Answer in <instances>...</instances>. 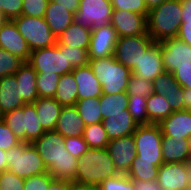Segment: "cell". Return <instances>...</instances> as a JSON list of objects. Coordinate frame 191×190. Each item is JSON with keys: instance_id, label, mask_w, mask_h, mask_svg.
<instances>
[{"instance_id": "obj_46", "label": "cell", "mask_w": 191, "mask_h": 190, "mask_svg": "<svg viewBox=\"0 0 191 190\" xmlns=\"http://www.w3.org/2000/svg\"><path fill=\"white\" fill-rule=\"evenodd\" d=\"M20 142L21 140L13 133V131L0 117V148L8 151Z\"/></svg>"}, {"instance_id": "obj_3", "label": "cell", "mask_w": 191, "mask_h": 190, "mask_svg": "<svg viewBox=\"0 0 191 190\" xmlns=\"http://www.w3.org/2000/svg\"><path fill=\"white\" fill-rule=\"evenodd\" d=\"M181 18V0H168L149 11L147 32L154 42L176 38L180 29Z\"/></svg>"}, {"instance_id": "obj_30", "label": "cell", "mask_w": 191, "mask_h": 190, "mask_svg": "<svg viewBox=\"0 0 191 190\" xmlns=\"http://www.w3.org/2000/svg\"><path fill=\"white\" fill-rule=\"evenodd\" d=\"M100 113L103 119L108 114H130L128 111V95L126 92L117 94H102L99 97Z\"/></svg>"}, {"instance_id": "obj_7", "label": "cell", "mask_w": 191, "mask_h": 190, "mask_svg": "<svg viewBox=\"0 0 191 190\" xmlns=\"http://www.w3.org/2000/svg\"><path fill=\"white\" fill-rule=\"evenodd\" d=\"M136 146L134 160L153 162L161 166L162 158V130L159 124L138 125L133 133Z\"/></svg>"}, {"instance_id": "obj_50", "label": "cell", "mask_w": 191, "mask_h": 190, "mask_svg": "<svg viewBox=\"0 0 191 190\" xmlns=\"http://www.w3.org/2000/svg\"><path fill=\"white\" fill-rule=\"evenodd\" d=\"M173 75L182 88H191V65L179 66Z\"/></svg>"}, {"instance_id": "obj_60", "label": "cell", "mask_w": 191, "mask_h": 190, "mask_svg": "<svg viewBox=\"0 0 191 190\" xmlns=\"http://www.w3.org/2000/svg\"><path fill=\"white\" fill-rule=\"evenodd\" d=\"M74 190H100L98 187L74 186Z\"/></svg>"}, {"instance_id": "obj_47", "label": "cell", "mask_w": 191, "mask_h": 190, "mask_svg": "<svg viewBox=\"0 0 191 190\" xmlns=\"http://www.w3.org/2000/svg\"><path fill=\"white\" fill-rule=\"evenodd\" d=\"M64 145L68 152L79 159L87 150L88 144L82 136L64 138Z\"/></svg>"}, {"instance_id": "obj_28", "label": "cell", "mask_w": 191, "mask_h": 190, "mask_svg": "<svg viewBox=\"0 0 191 190\" xmlns=\"http://www.w3.org/2000/svg\"><path fill=\"white\" fill-rule=\"evenodd\" d=\"M91 29L86 28L74 21L61 35L57 42L71 48L89 49Z\"/></svg>"}, {"instance_id": "obj_29", "label": "cell", "mask_w": 191, "mask_h": 190, "mask_svg": "<svg viewBox=\"0 0 191 190\" xmlns=\"http://www.w3.org/2000/svg\"><path fill=\"white\" fill-rule=\"evenodd\" d=\"M77 88L78 85L72 72L61 75L54 99L62 106H75L78 100Z\"/></svg>"}, {"instance_id": "obj_31", "label": "cell", "mask_w": 191, "mask_h": 190, "mask_svg": "<svg viewBox=\"0 0 191 190\" xmlns=\"http://www.w3.org/2000/svg\"><path fill=\"white\" fill-rule=\"evenodd\" d=\"M146 109L150 124H160L173 112L166 97L154 92L147 97Z\"/></svg>"}, {"instance_id": "obj_41", "label": "cell", "mask_w": 191, "mask_h": 190, "mask_svg": "<svg viewBox=\"0 0 191 190\" xmlns=\"http://www.w3.org/2000/svg\"><path fill=\"white\" fill-rule=\"evenodd\" d=\"M113 10L132 11L148 17V9L144 0H110Z\"/></svg>"}, {"instance_id": "obj_26", "label": "cell", "mask_w": 191, "mask_h": 190, "mask_svg": "<svg viewBox=\"0 0 191 190\" xmlns=\"http://www.w3.org/2000/svg\"><path fill=\"white\" fill-rule=\"evenodd\" d=\"M33 104L43 129L45 131H54L63 106L50 97H39Z\"/></svg>"}, {"instance_id": "obj_52", "label": "cell", "mask_w": 191, "mask_h": 190, "mask_svg": "<svg viewBox=\"0 0 191 190\" xmlns=\"http://www.w3.org/2000/svg\"><path fill=\"white\" fill-rule=\"evenodd\" d=\"M177 38L191 46V23H181Z\"/></svg>"}, {"instance_id": "obj_19", "label": "cell", "mask_w": 191, "mask_h": 190, "mask_svg": "<svg viewBox=\"0 0 191 190\" xmlns=\"http://www.w3.org/2000/svg\"><path fill=\"white\" fill-rule=\"evenodd\" d=\"M86 127L82 117L75 106H63L54 131L64 138L83 136Z\"/></svg>"}, {"instance_id": "obj_8", "label": "cell", "mask_w": 191, "mask_h": 190, "mask_svg": "<svg viewBox=\"0 0 191 190\" xmlns=\"http://www.w3.org/2000/svg\"><path fill=\"white\" fill-rule=\"evenodd\" d=\"M28 63L37 73H71L73 67L67 63L66 46L56 41L54 46L31 51Z\"/></svg>"}, {"instance_id": "obj_54", "label": "cell", "mask_w": 191, "mask_h": 190, "mask_svg": "<svg viewBox=\"0 0 191 190\" xmlns=\"http://www.w3.org/2000/svg\"><path fill=\"white\" fill-rule=\"evenodd\" d=\"M45 190H74V185L68 181L54 179Z\"/></svg>"}, {"instance_id": "obj_58", "label": "cell", "mask_w": 191, "mask_h": 190, "mask_svg": "<svg viewBox=\"0 0 191 190\" xmlns=\"http://www.w3.org/2000/svg\"><path fill=\"white\" fill-rule=\"evenodd\" d=\"M166 1H168V0H144L148 11L158 7L159 5H161L162 3L166 2Z\"/></svg>"}, {"instance_id": "obj_59", "label": "cell", "mask_w": 191, "mask_h": 190, "mask_svg": "<svg viewBox=\"0 0 191 190\" xmlns=\"http://www.w3.org/2000/svg\"><path fill=\"white\" fill-rule=\"evenodd\" d=\"M188 163V175H189V181H188V189L191 190V156L189 157Z\"/></svg>"}, {"instance_id": "obj_57", "label": "cell", "mask_w": 191, "mask_h": 190, "mask_svg": "<svg viewBox=\"0 0 191 190\" xmlns=\"http://www.w3.org/2000/svg\"><path fill=\"white\" fill-rule=\"evenodd\" d=\"M7 151L0 148V173L7 170Z\"/></svg>"}, {"instance_id": "obj_16", "label": "cell", "mask_w": 191, "mask_h": 190, "mask_svg": "<svg viewBox=\"0 0 191 190\" xmlns=\"http://www.w3.org/2000/svg\"><path fill=\"white\" fill-rule=\"evenodd\" d=\"M157 183L161 189L187 190L188 189V163H163L159 166Z\"/></svg>"}, {"instance_id": "obj_11", "label": "cell", "mask_w": 191, "mask_h": 190, "mask_svg": "<svg viewBox=\"0 0 191 190\" xmlns=\"http://www.w3.org/2000/svg\"><path fill=\"white\" fill-rule=\"evenodd\" d=\"M154 42L148 32L144 35L118 37L114 57L122 65L132 70Z\"/></svg>"}, {"instance_id": "obj_2", "label": "cell", "mask_w": 191, "mask_h": 190, "mask_svg": "<svg viewBox=\"0 0 191 190\" xmlns=\"http://www.w3.org/2000/svg\"><path fill=\"white\" fill-rule=\"evenodd\" d=\"M76 164L74 186L98 187L104 180L119 174L107 148H88Z\"/></svg>"}, {"instance_id": "obj_18", "label": "cell", "mask_w": 191, "mask_h": 190, "mask_svg": "<svg viewBox=\"0 0 191 190\" xmlns=\"http://www.w3.org/2000/svg\"><path fill=\"white\" fill-rule=\"evenodd\" d=\"M131 71L139 78L152 82L158 75L165 72L159 42H153L147 48L145 55Z\"/></svg>"}, {"instance_id": "obj_25", "label": "cell", "mask_w": 191, "mask_h": 190, "mask_svg": "<svg viewBox=\"0 0 191 190\" xmlns=\"http://www.w3.org/2000/svg\"><path fill=\"white\" fill-rule=\"evenodd\" d=\"M45 21L53 35L58 38L74 21L75 15L55 2H48Z\"/></svg>"}, {"instance_id": "obj_38", "label": "cell", "mask_w": 191, "mask_h": 190, "mask_svg": "<svg viewBox=\"0 0 191 190\" xmlns=\"http://www.w3.org/2000/svg\"><path fill=\"white\" fill-rule=\"evenodd\" d=\"M23 63L24 61L16 55L0 48V79L14 75Z\"/></svg>"}, {"instance_id": "obj_9", "label": "cell", "mask_w": 191, "mask_h": 190, "mask_svg": "<svg viewBox=\"0 0 191 190\" xmlns=\"http://www.w3.org/2000/svg\"><path fill=\"white\" fill-rule=\"evenodd\" d=\"M13 21L31 51L56 44L57 38L53 35L44 17L21 15L14 18Z\"/></svg>"}, {"instance_id": "obj_55", "label": "cell", "mask_w": 191, "mask_h": 190, "mask_svg": "<svg viewBox=\"0 0 191 190\" xmlns=\"http://www.w3.org/2000/svg\"><path fill=\"white\" fill-rule=\"evenodd\" d=\"M182 18L181 23H191V0H181Z\"/></svg>"}, {"instance_id": "obj_20", "label": "cell", "mask_w": 191, "mask_h": 190, "mask_svg": "<svg viewBox=\"0 0 191 190\" xmlns=\"http://www.w3.org/2000/svg\"><path fill=\"white\" fill-rule=\"evenodd\" d=\"M159 126L165 136L188 139L191 134V111H173Z\"/></svg>"}, {"instance_id": "obj_22", "label": "cell", "mask_w": 191, "mask_h": 190, "mask_svg": "<svg viewBox=\"0 0 191 190\" xmlns=\"http://www.w3.org/2000/svg\"><path fill=\"white\" fill-rule=\"evenodd\" d=\"M14 75L18 83V95L26 104L34 103L39 98L36 88L37 72L28 62H24Z\"/></svg>"}, {"instance_id": "obj_21", "label": "cell", "mask_w": 191, "mask_h": 190, "mask_svg": "<svg viewBox=\"0 0 191 190\" xmlns=\"http://www.w3.org/2000/svg\"><path fill=\"white\" fill-rule=\"evenodd\" d=\"M72 73L78 85V100L96 98L103 94L102 86L89 65L74 68Z\"/></svg>"}, {"instance_id": "obj_48", "label": "cell", "mask_w": 191, "mask_h": 190, "mask_svg": "<svg viewBox=\"0 0 191 190\" xmlns=\"http://www.w3.org/2000/svg\"><path fill=\"white\" fill-rule=\"evenodd\" d=\"M23 0H0V8L6 20H13L22 14Z\"/></svg>"}, {"instance_id": "obj_15", "label": "cell", "mask_w": 191, "mask_h": 190, "mask_svg": "<svg viewBox=\"0 0 191 190\" xmlns=\"http://www.w3.org/2000/svg\"><path fill=\"white\" fill-rule=\"evenodd\" d=\"M117 40V32L111 24L91 30L89 60L113 56Z\"/></svg>"}, {"instance_id": "obj_36", "label": "cell", "mask_w": 191, "mask_h": 190, "mask_svg": "<svg viewBox=\"0 0 191 190\" xmlns=\"http://www.w3.org/2000/svg\"><path fill=\"white\" fill-rule=\"evenodd\" d=\"M60 75L57 73H37V93L39 97L54 98Z\"/></svg>"}, {"instance_id": "obj_27", "label": "cell", "mask_w": 191, "mask_h": 190, "mask_svg": "<svg viewBox=\"0 0 191 190\" xmlns=\"http://www.w3.org/2000/svg\"><path fill=\"white\" fill-rule=\"evenodd\" d=\"M161 145L164 163H183L189 160L187 139L163 135Z\"/></svg>"}, {"instance_id": "obj_45", "label": "cell", "mask_w": 191, "mask_h": 190, "mask_svg": "<svg viewBox=\"0 0 191 190\" xmlns=\"http://www.w3.org/2000/svg\"><path fill=\"white\" fill-rule=\"evenodd\" d=\"M53 180L48 172L25 178L23 190H45Z\"/></svg>"}, {"instance_id": "obj_35", "label": "cell", "mask_w": 191, "mask_h": 190, "mask_svg": "<svg viewBox=\"0 0 191 190\" xmlns=\"http://www.w3.org/2000/svg\"><path fill=\"white\" fill-rule=\"evenodd\" d=\"M146 97L139 95H128V111L130 112L133 120L138 125H148V113L146 109Z\"/></svg>"}, {"instance_id": "obj_1", "label": "cell", "mask_w": 191, "mask_h": 190, "mask_svg": "<svg viewBox=\"0 0 191 190\" xmlns=\"http://www.w3.org/2000/svg\"><path fill=\"white\" fill-rule=\"evenodd\" d=\"M41 156L47 172L57 180L75 182L77 158L67 151L64 137L56 131H46L33 143Z\"/></svg>"}, {"instance_id": "obj_13", "label": "cell", "mask_w": 191, "mask_h": 190, "mask_svg": "<svg viewBox=\"0 0 191 190\" xmlns=\"http://www.w3.org/2000/svg\"><path fill=\"white\" fill-rule=\"evenodd\" d=\"M110 24L116 30L118 37L147 33V17L132 11L113 10Z\"/></svg>"}, {"instance_id": "obj_61", "label": "cell", "mask_w": 191, "mask_h": 190, "mask_svg": "<svg viewBox=\"0 0 191 190\" xmlns=\"http://www.w3.org/2000/svg\"><path fill=\"white\" fill-rule=\"evenodd\" d=\"M187 142H188V151H189V154L191 156V134L189 135Z\"/></svg>"}, {"instance_id": "obj_33", "label": "cell", "mask_w": 191, "mask_h": 190, "mask_svg": "<svg viewBox=\"0 0 191 190\" xmlns=\"http://www.w3.org/2000/svg\"><path fill=\"white\" fill-rule=\"evenodd\" d=\"M83 139L88 144L89 148H107L109 139L103 127L102 122L87 125L83 131Z\"/></svg>"}, {"instance_id": "obj_62", "label": "cell", "mask_w": 191, "mask_h": 190, "mask_svg": "<svg viewBox=\"0 0 191 190\" xmlns=\"http://www.w3.org/2000/svg\"><path fill=\"white\" fill-rule=\"evenodd\" d=\"M4 21H6V19L4 18L3 14L0 13V25H1Z\"/></svg>"}, {"instance_id": "obj_43", "label": "cell", "mask_w": 191, "mask_h": 190, "mask_svg": "<svg viewBox=\"0 0 191 190\" xmlns=\"http://www.w3.org/2000/svg\"><path fill=\"white\" fill-rule=\"evenodd\" d=\"M49 0H23L22 14L31 17H45Z\"/></svg>"}, {"instance_id": "obj_34", "label": "cell", "mask_w": 191, "mask_h": 190, "mask_svg": "<svg viewBox=\"0 0 191 190\" xmlns=\"http://www.w3.org/2000/svg\"><path fill=\"white\" fill-rule=\"evenodd\" d=\"M159 167L153 162L133 160L128 173L126 174L131 180L151 181L157 180Z\"/></svg>"}, {"instance_id": "obj_44", "label": "cell", "mask_w": 191, "mask_h": 190, "mask_svg": "<svg viewBox=\"0 0 191 190\" xmlns=\"http://www.w3.org/2000/svg\"><path fill=\"white\" fill-rule=\"evenodd\" d=\"M25 178L8 169L0 173V190H23Z\"/></svg>"}, {"instance_id": "obj_49", "label": "cell", "mask_w": 191, "mask_h": 190, "mask_svg": "<svg viewBox=\"0 0 191 190\" xmlns=\"http://www.w3.org/2000/svg\"><path fill=\"white\" fill-rule=\"evenodd\" d=\"M165 97L173 111L185 110L182 87L178 88V90L172 91L171 93H167Z\"/></svg>"}, {"instance_id": "obj_32", "label": "cell", "mask_w": 191, "mask_h": 190, "mask_svg": "<svg viewBox=\"0 0 191 190\" xmlns=\"http://www.w3.org/2000/svg\"><path fill=\"white\" fill-rule=\"evenodd\" d=\"M75 107L86 126L102 122L99 97L77 100Z\"/></svg>"}, {"instance_id": "obj_42", "label": "cell", "mask_w": 191, "mask_h": 190, "mask_svg": "<svg viewBox=\"0 0 191 190\" xmlns=\"http://www.w3.org/2000/svg\"><path fill=\"white\" fill-rule=\"evenodd\" d=\"M67 63L74 68L89 65L88 50L66 46Z\"/></svg>"}, {"instance_id": "obj_51", "label": "cell", "mask_w": 191, "mask_h": 190, "mask_svg": "<svg viewBox=\"0 0 191 190\" xmlns=\"http://www.w3.org/2000/svg\"><path fill=\"white\" fill-rule=\"evenodd\" d=\"M132 182L134 185V190H161L156 180H151V181L132 180Z\"/></svg>"}, {"instance_id": "obj_10", "label": "cell", "mask_w": 191, "mask_h": 190, "mask_svg": "<svg viewBox=\"0 0 191 190\" xmlns=\"http://www.w3.org/2000/svg\"><path fill=\"white\" fill-rule=\"evenodd\" d=\"M113 7L110 0H80L75 21L91 30L109 25Z\"/></svg>"}, {"instance_id": "obj_56", "label": "cell", "mask_w": 191, "mask_h": 190, "mask_svg": "<svg viewBox=\"0 0 191 190\" xmlns=\"http://www.w3.org/2000/svg\"><path fill=\"white\" fill-rule=\"evenodd\" d=\"M185 110L191 111V88H183Z\"/></svg>"}, {"instance_id": "obj_12", "label": "cell", "mask_w": 191, "mask_h": 190, "mask_svg": "<svg viewBox=\"0 0 191 190\" xmlns=\"http://www.w3.org/2000/svg\"><path fill=\"white\" fill-rule=\"evenodd\" d=\"M166 72L174 73L179 66L191 65V46L180 39L171 38L159 42Z\"/></svg>"}, {"instance_id": "obj_14", "label": "cell", "mask_w": 191, "mask_h": 190, "mask_svg": "<svg viewBox=\"0 0 191 190\" xmlns=\"http://www.w3.org/2000/svg\"><path fill=\"white\" fill-rule=\"evenodd\" d=\"M107 149L119 174H127L136 157L134 135L110 140Z\"/></svg>"}, {"instance_id": "obj_6", "label": "cell", "mask_w": 191, "mask_h": 190, "mask_svg": "<svg viewBox=\"0 0 191 190\" xmlns=\"http://www.w3.org/2000/svg\"><path fill=\"white\" fill-rule=\"evenodd\" d=\"M7 169L19 177L29 178L47 172L41 156L32 143L21 141L7 151Z\"/></svg>"}, {"instance_id": "obj_53", "label": "cell", "mask_w": 191, "mask_h": 190, "mask_svg": "<svg viewBox=\"0 0 191 190\" xmlns=\"http://www.w3.org/2000/svg\"><path fill=\"white\" fill-rule=\"evenodd\" d=\"M50 2H55L59 4L62 7H65L66 10L76 14L78 8H79V2L80 0H49Z\"/></svg>"}, {"instance_id": "obj_24", "label": "cell", "mask_w": 191, "mask_h": 190, "mask_svg": "<svg viewBox=\"0 0 191 190\" xmlns=\"http://www.w3.org/2000/svg\"><path fill=\"white\" fill-rule=\"evenodd\" d=\"M17 85L15 75L0 79V117L26 104L18 95Z\"/></svg>"}, {"instance_id": "obj_5", "label": "cell", "mask_w": 191, "mask_h": 190, "mask_svg": "<svg viewBox=\"0 0 191 190\" xmlns=\"http://www.w3.org/2000/svg\"><path fill=\"white\" fill-rule=\"evenodd\" d=\"M13 133L26 143H33L46 131L40 124L35 105L24 104L22 107L1 116Z\"/></svg>"}, {"instance_id": "obj_39", "label": "cell", "mask_w": 191, "mask_h": 190, "mask_svg": "<svg viewBox=\"0 0 191 190\" xmlns=\"http://www.w3.org/2000/svg\"><path fill=\"white\" fill-rule=\"evenodd\" d=\"M126 93L127 95H139L147 98L153 93V82L131 73Z\"/></svg>"}, {"instance_id": "obj_40", "label": "cell", "mask_w": 191, "mask_h": 190, "mask_svg": "<svg viewBox=\"0 0 191 190\" xmlns=\"http://www.w3.org/2000/svg\"><path fill=\"white\" fill-rule=\"evenodd\" d=\"M98 188L100 190H134V185L126 174H118L115 177L104 180Z\"/></svg>"}, {"instance_id": "obj_4", "label": "cell", "mask_w": 191, "mask_h": 190, "mask_svg": "<svg viewBox=\"0 0 191 190\" xmlns=\"http://www.w3.org/2000/svg\"><path fill=\"white\" fill-rule=\"evenodd\" d=\"M89 66L98 78L103 94L126 92L132 71L118 62L114 55L89 60Z\"/></svg>"}, {"instance_id": "obj_23", "label": "cell", "mask_w": 191, "mask_h": 190, "mask_svg": "<svg viewBox=\"0 0 191 190\" xmlns=\"http://www.w3.org/2000/svg\"><path fill=\"white\" fill-rule=\"evenodd\" d=\"M102 124L109 140L133 135L138 126L131 114H108Z\"/></svg>"}, {"instance_id": "obj_37", "label": "cell", "mask_w": 191, "mask_h": 190, "mask_svg": "<svg viewBox=\"0 0 191 190\" xmlns=\"http://www.w3.org/2000/svg\"><path fill=\"white\" fill-rule=\"evenodd\" d=\"M180 84L175 80L173 73L164 72L153 80V92L165 96L167 93L178 90Z\"/></svg>"}, {"instance_id": "obj_17", "label": "cell", "mask_w": 191, "mask_h": 190, "mask_svg": "<svg viewBox=\"0 0 191 190\" xmlns=\"http://www.w3.org/2000/svg\"><path fill=\"white\" fill-rule=\"evenodd\" d=\"M0 48L28 62L31 50L26 40L19 33L13 20H6L0 25Z\"/></svg>"}]
</instances>
